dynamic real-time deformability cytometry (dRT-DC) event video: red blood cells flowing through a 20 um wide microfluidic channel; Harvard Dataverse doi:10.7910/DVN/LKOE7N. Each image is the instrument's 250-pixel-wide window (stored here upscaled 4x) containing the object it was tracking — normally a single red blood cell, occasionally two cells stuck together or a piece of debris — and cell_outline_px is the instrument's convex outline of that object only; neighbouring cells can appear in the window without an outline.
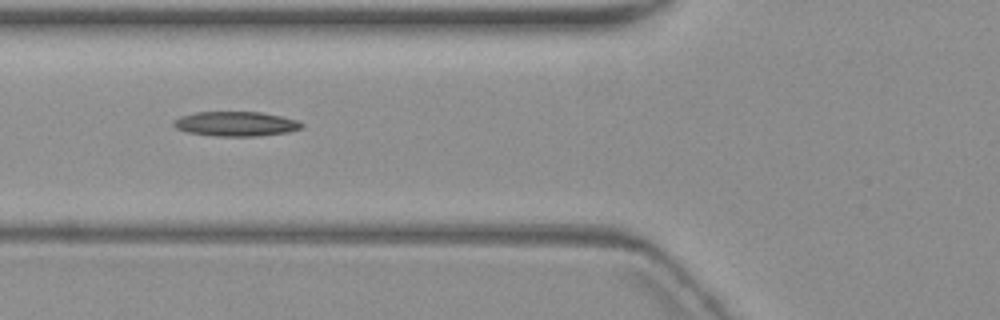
{"species": "common noctule bat (a hibernating species)", "species_latin": "Nyctalus noctula", "temperature_condition": "warm", "stored_images_in_passage": 5, "camera_frame_rate_fps": 3000, "um_per_image_px": 0.085, "animal": {"sex": "female", "body_mass_g": 19.3, "forearm_length_mm": 54.1}, "frame": {"image": 1, "passage_image": 2, "time_ms": 1.333, "image_size_px": [1000, 320], "cell_outline_px": [[304, 124], [300, 128], [288, 132], [256, 136], [216, 136], [188, 132], [176, 128], [172, 124], [180, 116], [196, 112], [260, 112], [280, 116], [296, 120]], "centroid_in_image_um": [20.03, 10.52], "position_along_channel_um": 105.8, "area_um2": 18.15}}
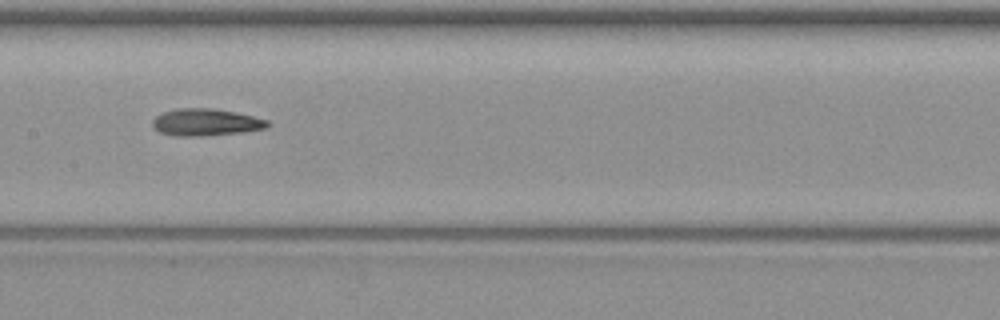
{"frame": {"image": 2, "passage_image": 4, "time_ms": 3.667, "image_size_px": [1000, 320], "cell_outline_px": [[268, 128], [244, 132], [204, 136], [176, 136], [160, 132], [152, 124], [152, 120], [156, 116], [164, 112], [176, 108], [212, 108], [236, 112], [268, 120]], "centroid_in_image_um": [17.51, 10.39], "position_along_channel_um": 189.9, "area_um2": 18.15}}
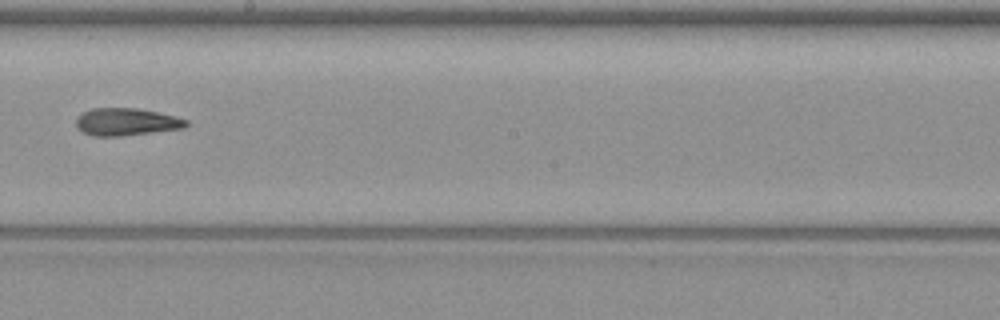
{"frame": {"image": 3, "passage_image": 5, "time_ms": 5.0, "image_size_px": [1000, 320], "cell_outline_px": [[188, 124], [184, 128], [120, 136], [92, 136], [76, 128], [76, 116], [92, 108], [140, 108], [160, 112], [188, 120]], "centroid_in_image_um": [10.72, 10.35], "position_along_channel_um": 237.5, "area_um2": 17.69}}